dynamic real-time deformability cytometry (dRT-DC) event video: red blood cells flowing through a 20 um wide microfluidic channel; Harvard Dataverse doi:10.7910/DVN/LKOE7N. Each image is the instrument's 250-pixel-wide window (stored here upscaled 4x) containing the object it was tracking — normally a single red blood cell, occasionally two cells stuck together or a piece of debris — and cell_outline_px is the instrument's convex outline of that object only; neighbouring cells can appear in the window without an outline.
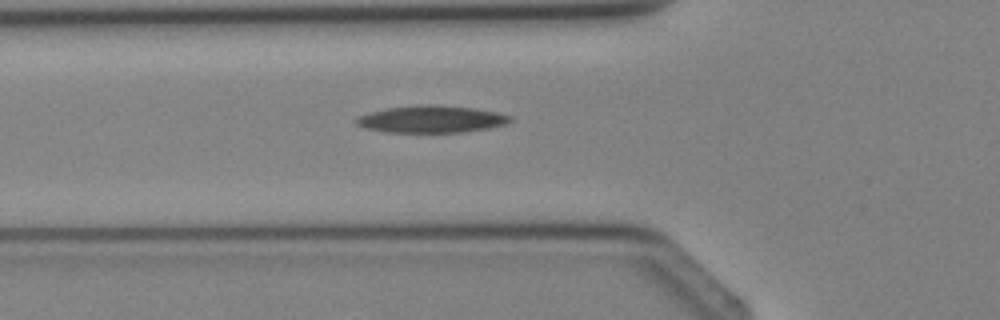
{"species": "Egyptian fruit bat (a non-hibernating species)", "species_latin": "Rousettus aegyptiacus", "temperature_condition": "cold", "stored_images_in_passage": 2, "camera_frame_rate_fps": 3000, "um_per_image_px": 0.085, "animal": {"sex": "female"}, "frame": {"image": 1, "passage_image": 2, "time_ms": 1.333, "image_size_px": [1000, 320], "cell_outline_px": [[512, 120], [508, 124], [488, 128], [460, 132], [388, 132], [364, 128], [356, 124], [356, 120], [360, 116], [368, 112], [384, 108], [420, 104], [440, 104], [472, 108], [496, 112], [512, 116]], "centroid_in_image_um": [36.66, 10.11], "position_along_channel_um": 89.1, "area_um2": 24.45}}